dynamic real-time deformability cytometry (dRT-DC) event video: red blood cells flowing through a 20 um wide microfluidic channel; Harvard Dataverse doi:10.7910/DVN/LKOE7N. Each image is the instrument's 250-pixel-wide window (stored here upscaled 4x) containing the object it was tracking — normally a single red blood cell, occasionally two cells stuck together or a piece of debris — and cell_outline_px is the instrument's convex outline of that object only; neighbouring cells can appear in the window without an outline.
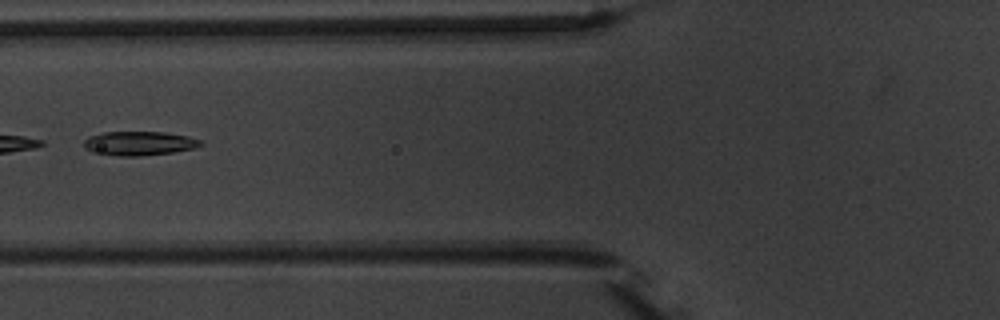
{"species": "common noctule bat (a hibernating species)", "species_latin": "Nyctalus noctula", "temperature_condition": "warm", "stored_images_in_passage": 7, "camera_frame_rate_fps": 3000, "um_per_image_px": 0.085, "animal": {"sex": "male", "body_mass_g": 20.1, "forearm_length_mm": 53.5}, "frame": {"image": 1, "passage_image": 4, "time_ms": 5.667, "image_size_px": [1000, 320], "cell_outline_px": [[204, 144], [196, 148], [172, 152], [140, 156], [116, 156], [92, 152], [84, 148], [84, 140], [88, 136], [104, 132], [164, 132], [188, 136], [204, 140]], "centroid_in_image_um": [11.85, 12.18], "position_along_channel_um": 113.9, "area_um2": 16.59}}
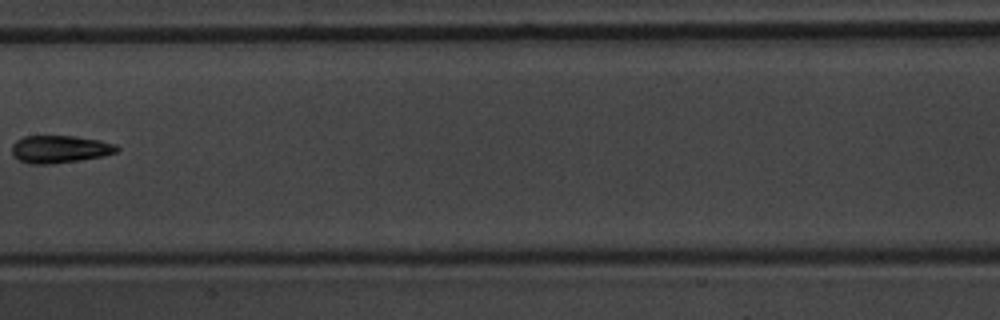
{"frame": {"image": 2, "passage_image": 6, "time_ms": 8.0, "image_size_px": [1000, 320], "cell_outline_px": [[120, 148], [116, 152], [104, 156], [80, 160], [52, 164], [32, 164], [20, 160], [12, 156], [12, 144], [16, 140], [24, 136], [76, 136], [100, 140], [116, 144]], "centroid_in_image_um": [5.09, 12.67], "position_along_channel_um": 202.3, "area_um2": 16.99}}
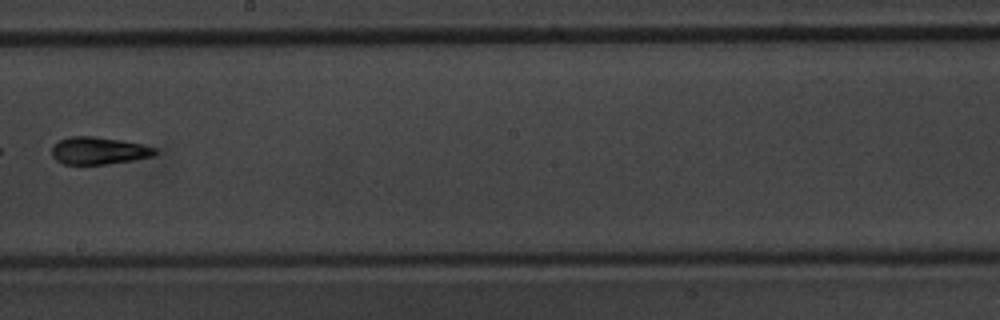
{"frame": {"image": 3, "passage_image": 7, "time_ms": 9.0, "image_size_px": [1000, 320], "cell_outline_px": [[156, 152], [152, 156], [132, 160], [108, 164], [64, 164], [56, 160], [52, 156], [52, 148], [60, 140], [68, 136], [92, 136], [120, 140], [144, 144], [156, 148]], "centroid_in_image_um": [8.39, 12.8], "position_along_channel_um": 239.8, "area_um2": 16.36}}